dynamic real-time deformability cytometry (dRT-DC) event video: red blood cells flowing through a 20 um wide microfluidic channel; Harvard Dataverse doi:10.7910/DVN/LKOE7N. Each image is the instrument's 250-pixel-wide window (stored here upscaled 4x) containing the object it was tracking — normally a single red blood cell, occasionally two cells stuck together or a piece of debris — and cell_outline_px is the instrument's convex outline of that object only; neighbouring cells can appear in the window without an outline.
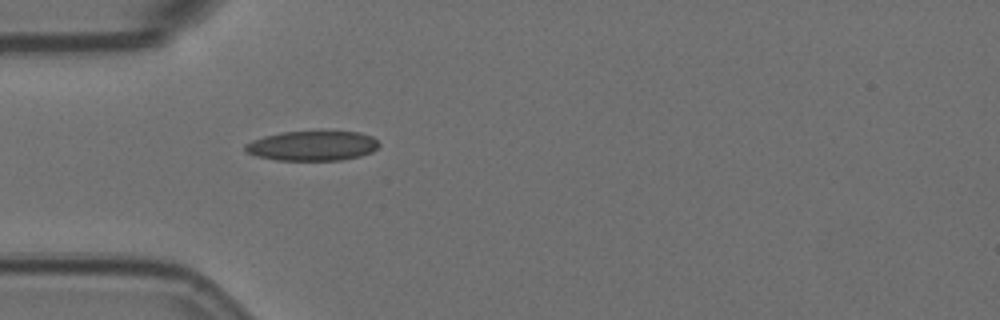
{"species": "Egyptian fruit bat (a non-hibernating species)", "species_latin": "Rousettus aegyptiacus", "temperature_condition": "room temperature", "stored_images_in_passage": 1, "camera_frame_rate_fps": 3000, "um_per_image_px": 0.085, "animal": {"sex": "female"}, "frame": {"image": 1, "passage_image": 1, "time_ms": 0.0, "image_size_px": [1000, 320], "cell_outline_px": [[380, 144], [372, 152], [360, 156], [340, 160], [276, 160], [256, 156], [244, 152], [244, 144], [252, 140], [264, 136], [280, 132], [320, 128], [360, 132], [372, 136]], "centroid_in_image_um": [26.54, 12.34], "position_along_channel_um": 58.5, "area_um2": 24.39}}